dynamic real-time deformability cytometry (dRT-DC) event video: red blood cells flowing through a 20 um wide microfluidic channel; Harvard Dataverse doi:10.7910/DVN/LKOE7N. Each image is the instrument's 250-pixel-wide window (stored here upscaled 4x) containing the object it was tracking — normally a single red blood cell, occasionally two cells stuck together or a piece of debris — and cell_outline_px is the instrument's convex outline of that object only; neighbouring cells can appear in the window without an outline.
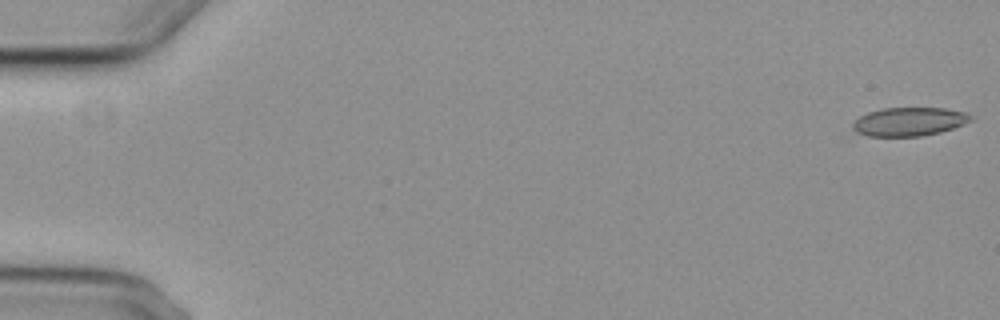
{"species": "common noctule bat (a hibernating species)", "species_latin": "Nyctalus noctula", "temperature_condition": "cold", "stored_images_in_passage": 5, "camera_frame_rate_fps": 3000, "um_per_image_px": 0.085, "animal": {"sex": "female", "body_mass_g": 29.2, "forearm_length_mm": 56.3}, "frame": {"image": 1, "passage_image": 1, "time_ms": 0.0, "image_size_px": [1000, 320], "cell_outline_px": [[972, 120], [964, 124], [940, 132], [924, 136], [868, 136], [856, 132], [852, 128], [852, 124], [860, 116], [868, 112], [884, 108], [944, 108], [968, 112], [972, 116]], "centroid_in_image_um": [77.3, 10.34], "position_along_channel_um": 7.7, "area_um2": 19.71}}